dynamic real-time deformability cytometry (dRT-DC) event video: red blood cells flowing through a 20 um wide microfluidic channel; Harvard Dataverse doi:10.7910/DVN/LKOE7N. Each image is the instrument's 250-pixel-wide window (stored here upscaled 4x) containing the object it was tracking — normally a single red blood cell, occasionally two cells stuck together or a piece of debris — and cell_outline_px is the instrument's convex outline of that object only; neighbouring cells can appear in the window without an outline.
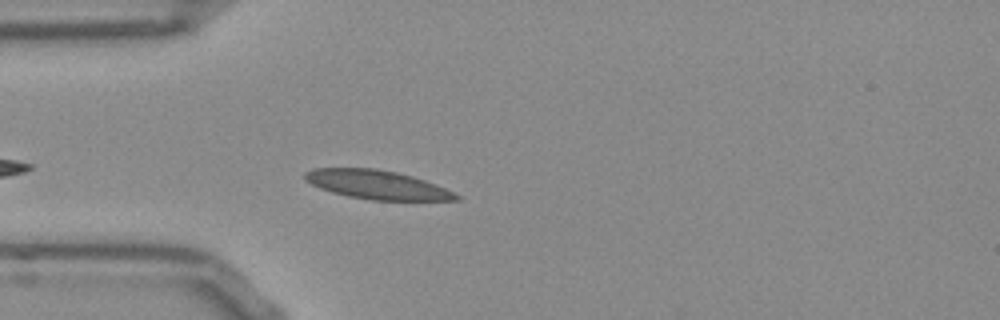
{"species": "Egyptian fruit bat (a non-hibernating species)", "species_latin": "Rousettus aegyptiacus", "temperature_condition": "room temperature", "stored_images_in_passage": 15, "camera_frame_rate_fps": 3000, "um_per_image_px": 0.085, "frame": {"image": 1, "passage_image": 5, "time_ms": 1.333, "image_size_px": [1000, 320], "cell_outline_px": [[460, 200], [368, 200], [348, 196], [332, 192], [320, 188], [304, 180], [304, 172], [312, 168], [376, 168], [396, 172], [412, 176], [436, 184], [460, 196]], "centroid_in_image_um": [32.01, 15.69], "position_along_channel_um": 53.0, "area_um2": 25.37}}